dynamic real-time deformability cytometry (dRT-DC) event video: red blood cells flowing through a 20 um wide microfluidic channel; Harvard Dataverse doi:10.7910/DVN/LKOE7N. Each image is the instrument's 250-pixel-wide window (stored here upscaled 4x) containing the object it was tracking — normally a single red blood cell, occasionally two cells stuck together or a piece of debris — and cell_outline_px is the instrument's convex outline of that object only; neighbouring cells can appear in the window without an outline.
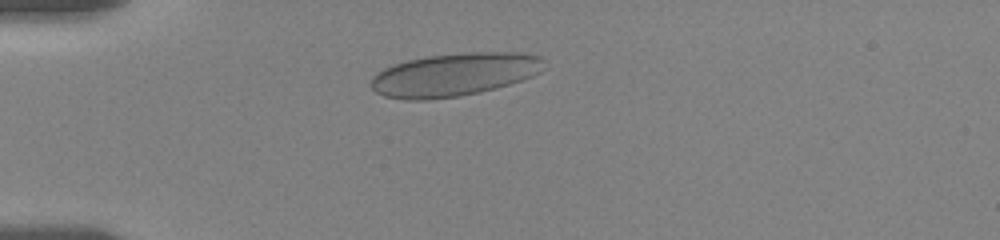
{"species": "human", "species_latin": "Homo sapiens", "temperature_condition": "room temperature", "stored_images_in_passage": 30, "camera_frame_rate_fps": 3000, "um_per_image_px": 0.085, "donor": {"sex": "female"}, "frame": {"image": 1, "passage_image": 1, "time_ms": 0.0, "image_size_px": [1000, 240], "cell_outline_px": [[544, 60], [540, 72], [532, 76], [496, 88], [480, 92], [460, 96], [428, 100], [404, 100], [384, 96], [376, 92], [372, 88], [372, 76], [384, 68], [408, 60], [428, 56], [468, 52], [524, 52], [540, 56]], "centroid_in_image_um": [38.62, 6.34], "position_along_channel_um": 46.4, "area_um2": 43.41}}
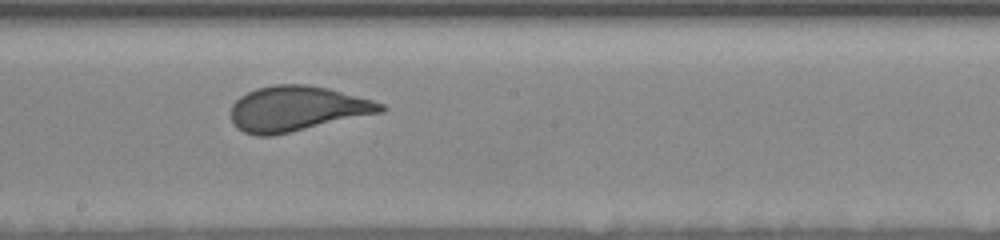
{"frame": {"image": 2, "passage_image": 15, "time_ms": 5.667, "image_size_px": [1000, 240], "cell_outline_px": [[388, 108], [384, 112], [272, 136], [256, 136], [244, 132], [236, 128], [232, 120], [232, 104], [240, 96], [256, 88], [272, 84], [308, 84], [328, 88], [372, 100], [384, 104]], "centroid_in_image_um": [25.25, 9.24], "position_along_channel_um": 223.0, "area_um2": 39.54}}
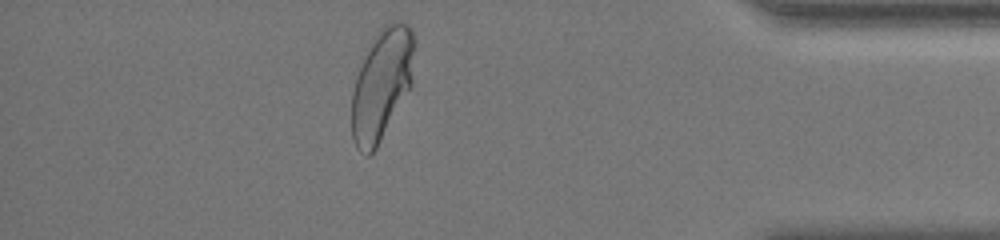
{"frame": {"image": 3, "passage_image": 27, "time_ms": 11.667, "image_size_px": [1000, 240], "cell_outline_px": [[412, 84], [376, 148], [368, 156], [360, 152], [356, 148], [352, 136], [352, 92], [356, 76], [364, 48], [372, 36], [380, 28], [392, 20], [400, 20], [408, 24], [412, 28]], "centroid_in_image_um": [32.4, 7.11], "position_along_channel_um": 402.8, "area_um2": 40.75}, "authors_computed_cell_mechanics": {"area_um2": 39.304, "velocity_mm_per_s": 3.523, "shape_relaxation_time_tau1_ms": 6.4235, "shape_relaxation_time_tau2_ms": null, "deformation_change_tau1": 0.1569, "deformation_change_tau2": null}}